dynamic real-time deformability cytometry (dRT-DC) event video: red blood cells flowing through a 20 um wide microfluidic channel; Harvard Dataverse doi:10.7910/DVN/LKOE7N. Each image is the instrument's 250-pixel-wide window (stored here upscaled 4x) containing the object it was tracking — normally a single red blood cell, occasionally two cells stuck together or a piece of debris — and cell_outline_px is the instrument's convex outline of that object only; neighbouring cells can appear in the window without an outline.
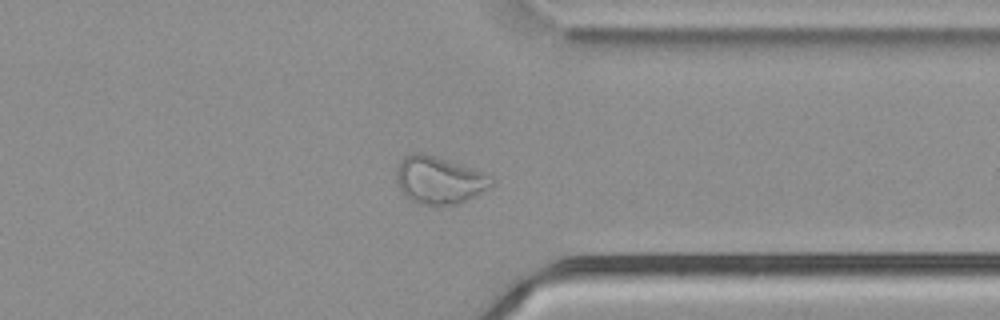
{"species": "common noctule bat (a hibernating species)", "species_latin": "Nyctalus noctula", "temperature_condition": "cold", "stored_images_in_passage": 57, "camera_frame_rate_fps": 3000, "um_per_image_px": 0.085, "animal": {"sex": "male", "body_mass_g": 21.5, "forearm_length_mm": 52.0}, "frame": {"image": 1, "passage_image": 45, "time_ms": 14.667, "image_size_px": [1000, 320], "cell_outline_px": [[496, 184], [476, 196], [456, 204], [420, 204], [404, 196], [400, 192], [396, 180], [396, 168], [400, 160], [404, 156], [412, 152], [420, 152], [448, 160], [484, 172], [492, 176], [496, 180]], "centroid_in_image_um": [37.34, 15.3], "position_along_channel_um": 374.1, "area_um2": 26.59}}
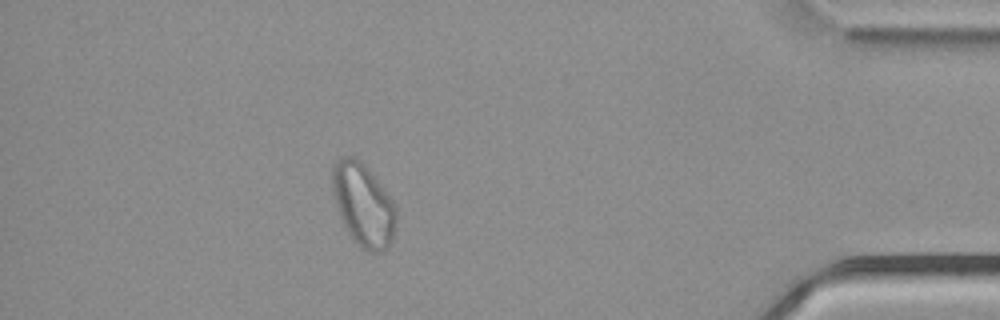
{"frame": {"image": 2, "passage_image": 51, "time_ms": 16.667, "image_size_px": [1000, 320], "cell_outline_px": [[396, 228], [392, 240], [388, 248], [380, 252], [368, 252], [356, 244], [352, 240], [344, 228], [332, 192], [332, 168], [336, 160], [340, 156], [352, 156], [360, 160], [376, 176], [396, 204]], "centroid_in_image_um": [30.89, 17.41], "position_along_channel_um": 404.3, "area_um2": 31.5}}